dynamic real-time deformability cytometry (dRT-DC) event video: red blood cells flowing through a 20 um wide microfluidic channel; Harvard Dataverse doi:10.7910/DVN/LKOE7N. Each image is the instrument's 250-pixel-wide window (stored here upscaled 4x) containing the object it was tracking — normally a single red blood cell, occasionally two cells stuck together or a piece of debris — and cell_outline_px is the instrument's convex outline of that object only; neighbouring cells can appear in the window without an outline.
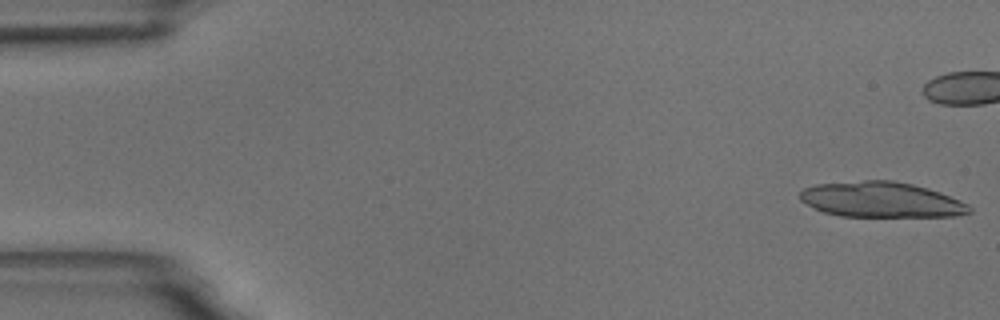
{"species": "common noctule bat (a hibernating species)", "species_latin": "Nyctalus noctula", "temperature_condition": "room temperature", "stored_images_in_passage": 5, "camera_frame_rate_fps": 3000, "um_per_image_px": 0.085, "animal": {"sex": "male", "body_mass_g": 18.8}, "frame": {"image": 1, "passage_image": 1, "time_ms": 0.0, "image_size_px": [1000, 320], "cell_outline_px": [[972, 212], [956, 216], [840, 216], [824, 212], [800, 200], [800, 192], [804, 188], [816, 184], [864, 180], [892, 180], [912, 184], [928, 188], [940, 192], [960, 200], [968, 204], [972, 208]], "centroid_in_image_um": [74.93, 16.97], "position_along_channel_um": 10.1, "area_um2": 34.85}}